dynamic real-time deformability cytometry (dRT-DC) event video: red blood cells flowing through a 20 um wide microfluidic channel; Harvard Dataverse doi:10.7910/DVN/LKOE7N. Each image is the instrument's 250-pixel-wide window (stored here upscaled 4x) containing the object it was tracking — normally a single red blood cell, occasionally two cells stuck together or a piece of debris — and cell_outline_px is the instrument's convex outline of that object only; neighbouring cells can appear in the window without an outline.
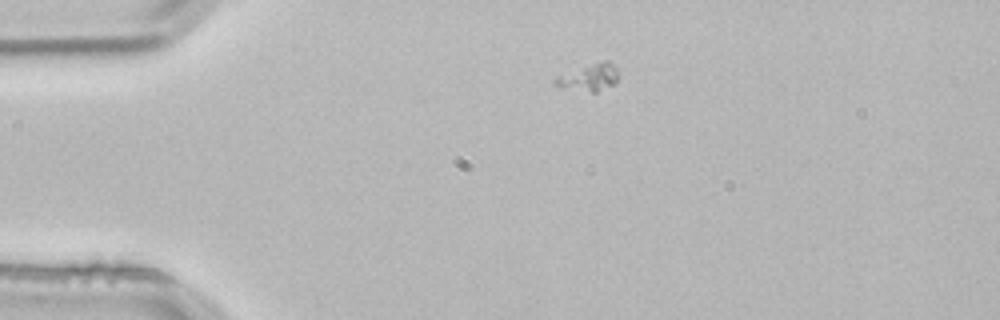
{"species": "common noctule bat (a hibernating species)", "species_latin": "Nyctalus noctula", "temperature_condition": "room temperature", "stored_images_in_passage": 2, "camera_frame_rate_fps": 3000, "um_per_image_px": 0.085, "animal": {"sex": "male", "body_mass_g": 21.5, "forearm_length_mm": 52.0}, "frame": {"image": 1, "passage_image": 1, "time_ms": 0.0, "image_size_px": [1000, 320], "cell_outline_px": [[620, 76], [616, 84], [596, 92], [592, 92], [560, 88], [552, 84], [552, 80], [556, 76], [604, 60], [608, 60], [616, 68]], "centroid_in_image_um": [50.07, 6.61], "position_along_channel_um": 34.9, "area_um2": 10.12}}
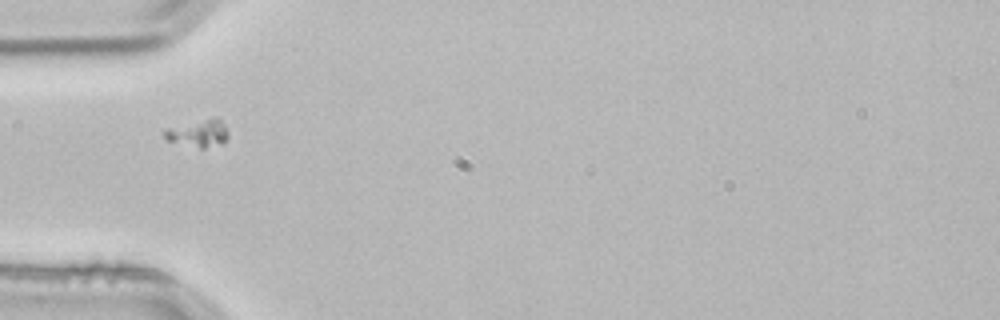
{"frame": {"image": 2, "passage_image": 2, "time_ms": 0.333, "image_size_px": [1000, 320], "cell_outline_px": [[228, 136], [220, 144], [204, 148], [200, 148], [168, 140], [160, 132], [164, 128], [216, 116], [224, 124], [228, 132]], "centroid_in_image_um": [16.83, 11.3], "position_along_channel_um": 68.2, "area_um2": 10.17}}